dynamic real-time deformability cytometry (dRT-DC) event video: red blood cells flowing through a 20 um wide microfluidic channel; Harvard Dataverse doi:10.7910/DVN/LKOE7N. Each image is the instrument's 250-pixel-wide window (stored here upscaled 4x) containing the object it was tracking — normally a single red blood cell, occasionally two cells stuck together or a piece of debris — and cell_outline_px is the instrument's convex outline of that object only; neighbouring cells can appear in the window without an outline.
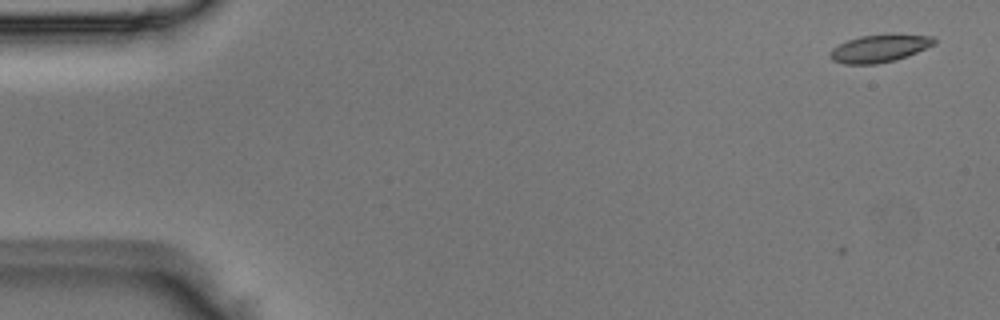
{"species": "Egyptian fruit bat (a non-hibernating species)", "species_latin": "Rousettus aegyptiacus", "temperature_condition": "room temperature", "stored_images_in_passage": 4, "camera_frame_rate_fps": 3000, "um_per_image_px": 0.085, "animal": {"sex": "male"}, "frame": {"image": 1, "passage_image": 1, "time_ms": 0.0, "image_size_px": [1000, 320], "cell_outline_px": [[936, 44], [908, 56], [896, 60], [876, 64], [844, 64], [832, 60], [828, 56], [828, 52], [832, 48], [848, 40], [860, 36], [900, 32], [932, 36], [936, 40]], "centroid_in_image_um": [74.8, 4.09], "position_along_channel_um": 10.2, "area_um2": 17.34}}
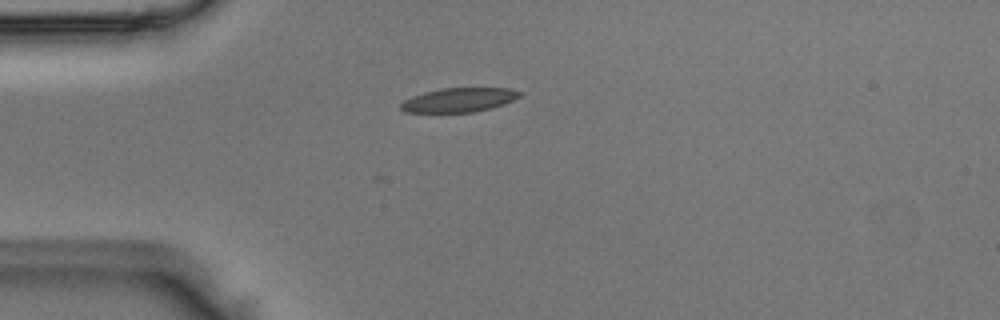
{"frame": {"image": 2, "passage_image": 4, "time_ms": 1.0, "image_size_px": [1000, 320], "cell_outline_px": [[524, 92], [520, 96], [504, 104], [472, 112], [404, 112], [400, 108], [400, 104], [404, 100], [412, 96], [424, 92], [440, 88], [508, 88]], "centroid_in_image_um": [38.99, 8.48], "position_along_channel_um": 46.0, "area_um2": 16.65}}